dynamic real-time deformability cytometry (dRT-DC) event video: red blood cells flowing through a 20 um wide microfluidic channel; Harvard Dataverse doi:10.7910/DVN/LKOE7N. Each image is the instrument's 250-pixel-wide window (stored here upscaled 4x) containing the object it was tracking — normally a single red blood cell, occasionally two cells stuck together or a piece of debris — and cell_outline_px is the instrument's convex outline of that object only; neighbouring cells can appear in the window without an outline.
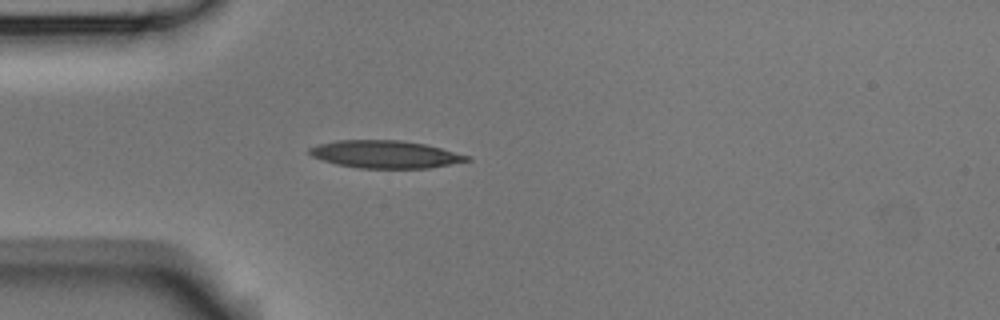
{"species": "Egyptian fruit bat (a non-hibernating species)", "species_latin": "Rousettus aegyptiacus", "temperature_condition": "room temperature", "stored_images_in_passage": 3, "camera_frame_rate_fps": 3000, "um_per_image_px": 0.085, "animal": {"sex": "male"}, "frame": {"image": 1, "passage_image": 3, "time_ms": 0.667, "image_size_px": [1000, 320], "cell_outline_px": [[472, 160], [428, 168], [360, 168], [336, 164], [312, 156], [308, 152], [308, 148], [316, 144], [336, 140], [400, 140], [424, 144], [472, 156]], "centroid_in_image_um": [32.74, 13.11], "position_along_channel_um": 52.3, "area_um2": 25.32}}